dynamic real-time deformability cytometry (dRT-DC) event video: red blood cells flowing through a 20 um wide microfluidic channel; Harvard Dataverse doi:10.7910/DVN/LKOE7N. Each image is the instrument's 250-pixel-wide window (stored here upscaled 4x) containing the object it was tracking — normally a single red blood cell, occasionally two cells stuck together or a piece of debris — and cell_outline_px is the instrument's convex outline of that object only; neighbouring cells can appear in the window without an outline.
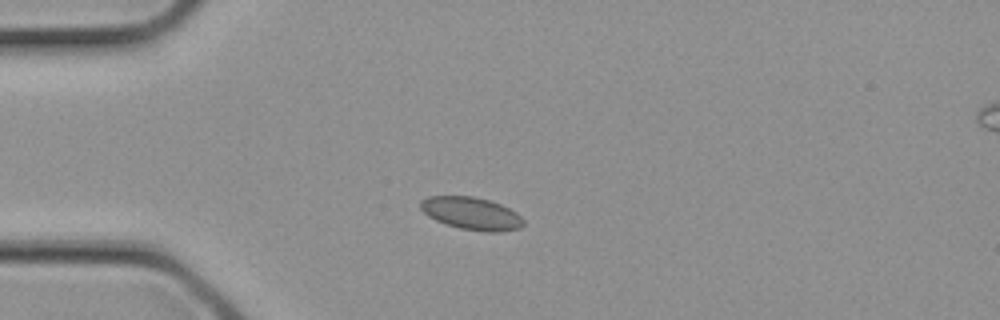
{"species": "common noctule bat (a hibernating species)", "species_latin": "Nyctalus noctula", "temperature_condition": "cold", "stored_images_in_passage": 2, "camera_frame_rate_fps": 3000, "um_per_image_px": 0.085, "animal": {"sex": "female", "body_mass_g": 21.9}, "frame": {"image": 1, "passage_image": 1, "time_ms": 0.0, "image_size_px": [1000, 320], "cell_outline_px": [[524, 224], [520, 228], [500, 232], [484, 232], [460, 228], [436, 220], [428, 216], [420, 208], [420, 200], [428, 196], [472, 196], [488, 200], [500, 204], [516, 212], [524, 220]], "centroid_in_image_um": [40.07, 18.14], "position_along_channel_um": 44.9, "area_um2": 19.48}}